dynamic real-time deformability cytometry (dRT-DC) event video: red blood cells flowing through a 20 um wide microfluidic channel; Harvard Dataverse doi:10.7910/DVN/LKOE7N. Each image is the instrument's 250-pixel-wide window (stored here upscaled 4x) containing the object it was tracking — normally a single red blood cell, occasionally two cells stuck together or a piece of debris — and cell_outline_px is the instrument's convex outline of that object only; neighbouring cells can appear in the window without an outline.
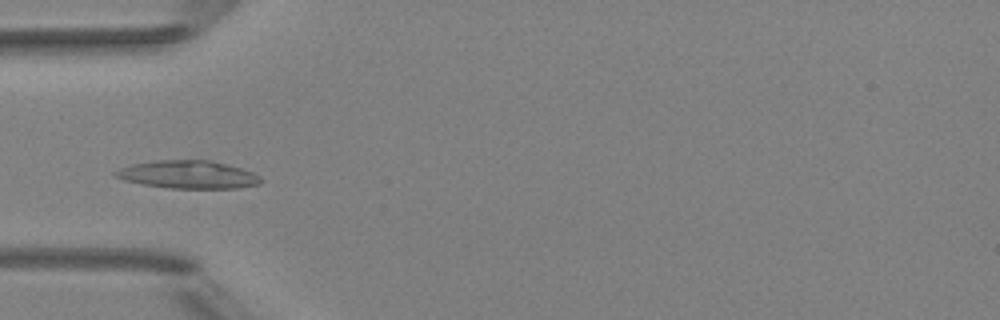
{"species": "Egyptian fruit bat (a non-hibernating species)", "species_latin": "Rousettus aegyptiacus", "temperature_condition": "room temperature", "stored_images_in_passage": 5, "camera_frame_rate_fps": 3000, "um_per_image_px": 0.085, "animal": {"sex": "female"}, "frame": {"image": 1, "passage_image": 3, "time_ms": 2.333, "image_size_px": [1000, 320], "cell_outline_px": [[260, 184], [236, 188], [168, 188], [144, 184], [124, 180], [116, 176], [112, 172], [120, 168], [132, 164], [156, 160], [208, 160], [240, 168], [252, 172], [260, 176]], "centroid_in_image_um": [15.96, 14.84], "position_along_channel_um": 69.0, "area_um2": 23.35}}
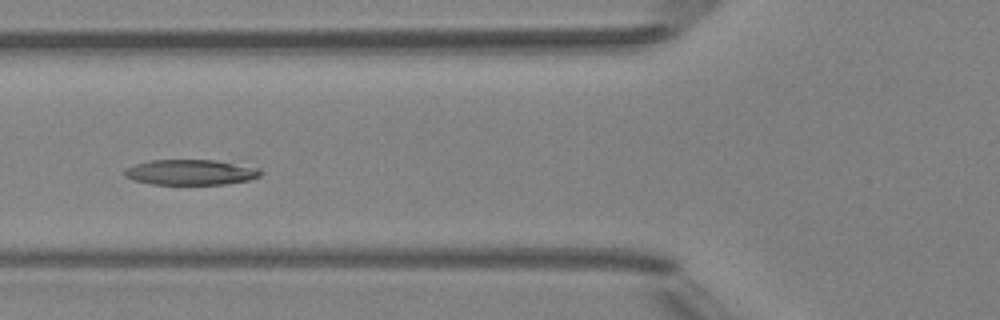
{"frame": {"image": 2, "passage_image": 4, "time_ms": 3.333, "image_size_px": [1000, 320], "cell_outline_px": [[260, 176], [248, 180], [224, 184], [152, 184], [132, 180], [124, 176], [124, 168], [148, 160], [216, 160], [260, 168]], "centroid_in_image_um": [16.16, 14.64], "position_along_channel_um": 109.6, "area_um2": 20.11}}